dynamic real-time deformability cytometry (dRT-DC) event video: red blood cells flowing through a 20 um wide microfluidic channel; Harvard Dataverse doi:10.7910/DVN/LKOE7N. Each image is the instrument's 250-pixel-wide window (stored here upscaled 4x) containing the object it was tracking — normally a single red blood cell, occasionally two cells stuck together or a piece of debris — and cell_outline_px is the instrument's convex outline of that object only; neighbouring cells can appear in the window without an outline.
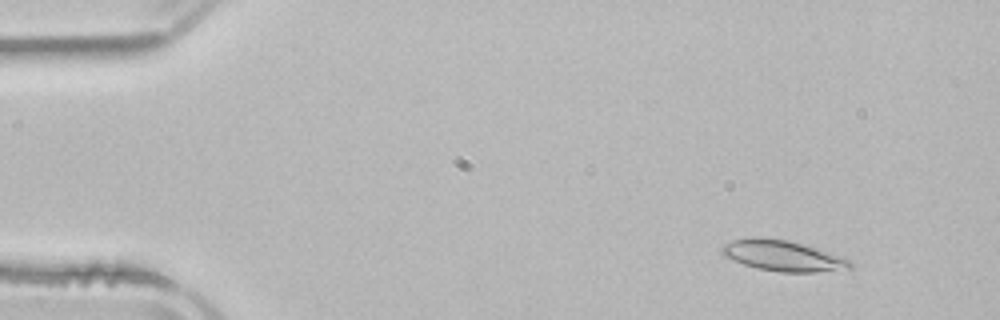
{"species": "common noctule bat (a hibernating species)", "species_latin": "Nyctalus noctula", "temperature_condition": "room temperature", "stored_images_in_passage": 7, "camera_frame_rate_fps": 3000, "um_per_image_px": 0.085, "animal": {"sex": "male", "body_mass_g": 21.5, "forearm_length_mm": 52.0}, "frame": {"image": 1, "passage_image": 2, "time_ms": 1.667, "image_size_px": [1000, 320], "cell_outline_px": [[852, 268], [816, 272], [780, 272], [756, 268], [744, 264], [724, 256], [720, 252], [720, 248], [724, 244], [732, 240], [788, 240], [816, 248], [852, 260]], "centroid_in_image_um": [66.58, 21.78], "position_along_channel_um": 18.4, "area_um2": 22.14}}
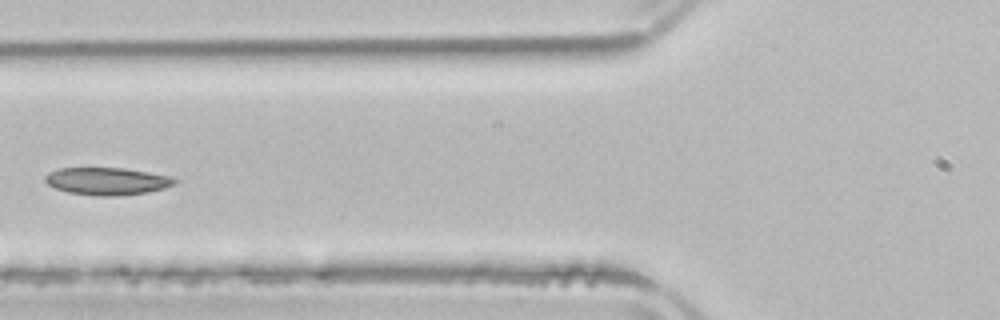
{"frame": {"image": 2, "passage_image": 5, "time_ms": 6.667, "image_size_px": [1000, 320], "cell_outline_px": [[176, 180], [172, 184], [164, 188], [148, 192], [120, 196], [96, 196], [68, 192], [56, 188], [48, 184], [44, 180], [44, 176], [48, 172], [60, 168], [124, 168], [172, 176]], "centroid_in_image_um": [9.08, 15.4], "position_along_channel_um": 116.7, "area_um2": 20.69}}
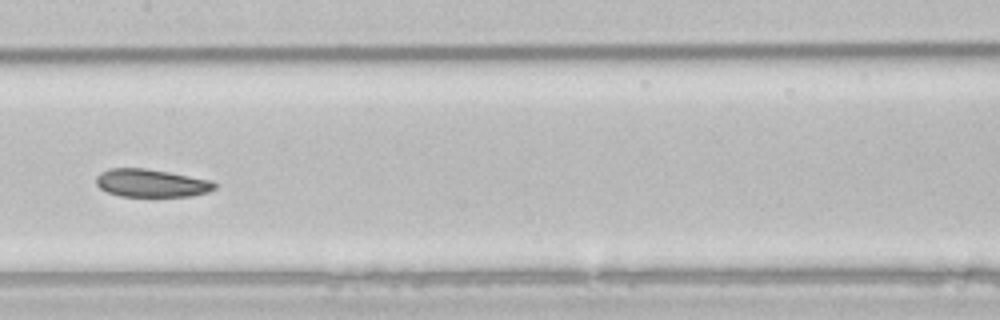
{"frame": {"image": 3, "passage_image": 7, "time_ms": 8.667, "image_size_px": [1000, 320], "cell_outline_px": [[216, 188], [208, 192], [188, 196], [120, 196], [108, 192], [100, 188], [96, 184], [96, 176], [100, 172], [108, 168], [144, 168], [168, 172], [212, 180], [216, 184]], "centroid_in_image_um": [12.84, 15.55], "position_along_channel_um": 194.6, "area_um2": 19.25}}